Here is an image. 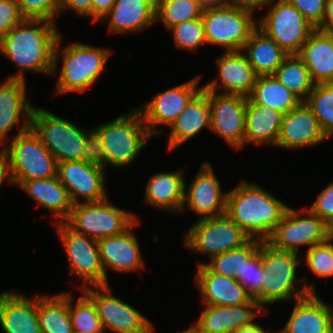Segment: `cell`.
Listing matches in <instances>:
<instances>
[{
  "mask_svg": "<svg viewBox=\"0 0 333 333\" xmlns=\"http://www.w3.org/2000/svg\"><path fill=\"white\" fill-rule=\"evenodd\" d=\"M58 30L57 23L42 19H24L13 27L0 40V53L19 72L5 79L26 81V71L52 75L54 49L61 34Z\"/></svg>",
  "mask_w": 333,
  "mask_h": 333,
  "instance_id": "6da1fadb",
  "label": "cell"
},
{
  "mask_svg": "<svg viewBox=\"0 0 333 333\" xmlns=\"http://www.w3.org/2000/svg\"><path fill=\"white\" fill-rule=\"evenodd\" d=\"M287 208L261 185L243 180L228 191L225 214L251 239L266 242Z\"/></svg>",
  "mask_w": 333,
  "mask_h": 333,
  "instance_id": "7a4b0ae2",
  "label": "cell"
},
{
  "mask_svg": "<svg viewBox=\"0 0 333 333\" xmlns=\"http://www.w3.org/2000/svg\"><path fill=\"white\" fill-rule=\"evenodd\" d=\"M92 130L95 159L105 169L131 165L152 137L137 107Z\"/></svg>",
  "mask_w": 333,
  "mask_h": 333,
  "instance_id": "3957f363",
  "label": "cell"
},
{
  "mask_svg": "<svg viewBox=\"0 0 333 333\" xmlns=\"http://www.w3.org/2000/svg\"><path fill=\"white\" fill-rule=\"evenodd\" d=\"M298 255V253L274 249L267 242L261 243L264 275L262 289L254 299L264 311L268 309L265 305L291 301V299L295 301L310 293H316L315 284L308 283L304 276L302 278L297 276L296 269L301 264V258Z\"/></svg>",
  "mask_w": 333,
  "mask_h": 333,
  "instance_id": "277c9868",
  "label": "cell"
},
{
  "mask_svg": "<svg viewBox=\"0 0 333 333\" xmlns=\"http://www.w3.org/2000/svg\"><path fill=\"white\" fill-rule=\"evenodd\" d=\"M30 127L58 162L96 160L92 128H80L44 108L33 107Z\"/></svg>",
  "mask_w": 333,
  "mask_h": 333,
  "instance_id": "5b68a950",
  "label": "cell"
},
{
  "mask_svg": "<svg viewBox=\"0 0 333 333\" xmlns=\"http://www.w3.org/2000/svg\"><path fill=\"white\" fill-rule=\"evenodd\" d=\"M60 34L54 49V67L52 75L56 76L61 56V70L56 83V95L68 92L84 93L95 85L100 78L111 51L107 48L82 43H70L60 49L62 44ZM57 71V72H56Z\"/></svg>",
  "mask_w": 333,
  "mask_h": 333,
  "instance_id": "8992f818",
  "label": "cell"
},
{
  "mask_svg": "<svg viewBox=\"0 0 333 333\" xmlns=\"http://www.w3.org/2000/svg\"><path fill=\"white\" fill-rule=\"evenodd\" d=\"M254 10L257 9L236 3L204 6L201 19L206 43L222 46L226 52L242 51L257 28Z\"/></svg>",
  "mask_w": 333,
  "mask_h": 333,
  "instance_id": "52a82bcc",
  "label": "cell"
},
{
  "mask_svg": "<svg viewBox=\"0 0 333 333\" xmlns=\"http://www.w3.org/2000/svg\"><path fill=\"white\" fill-rule=\"evenodd\" d=\"M1 151L7 161L11 185L57 176L58 161L31 127L13 135L10 144L5 143Z\"/></svg>",
  "mask_w": 333,
  "mask_h": 333,
  "instance_id": "ba28073f",
  "label": "cell"
},
{
  "mask_svg": "<svg viewBox=\"0 0 333 333\" xmlns=\"http://www.w3.org/2000/svg\"><path fill=\"white\" fill-rule=\"evenodd\" d=\"M110 199L73 205L65 223L76 233L99 241L125 232L139 217L113 205Z\"/></svg>",
  "mask_w": 333,
  "mask_h": 333,
  "instance_id": "9c48e42d",
  "label": "cell"
},
{
  "mask_svg": "<svg viewBox=\"0 0 333 333\" xmlns=\"http://www.w3.org/2000/svg\"><path fill=\"white\" fill-rule=\"evenodd\" d=\"M331 236H333V230L319 216L310 210L306 211V207L296 210L288 206L266 242L274 249L299 254L300 246H306L308 250L325 242Z\"/></svg>",
  "mask_w": 333,
  "mask_h": 333,
  "instance_id": "30bf717a",
  "label": "cell"
},
{
  "mask_svg": "<svg viewBox=\"0 0 333 333\" xmlns=\"http://www.w3.org/2000/svg\"><path fill=\"white\" fill-rule=\"evenodd\" d=\"M184 246L193 254L212 257L237 249L251 238L226 214L199 219L182 234Z\"/></svg>",
  "mask_w": 333,
  "mask_h": 333,
  "instance_id": "8fae6325",
  "label": "cell"
},
{
  "mask_svg": "<svg viewBox=\"0 0 333 333\" xmlns=\"http://www.w3.org/2000/svg\"><path fill=\"white\" fill-rule=\"evenodd\" d=\"M257 27L274 40L288 55H297L316 29L293 5L285 0H271Z\"/></svg>",
  "mask_w": 333,
  "mask_h": 333,
  "instance_id": "7c38bea8",
  "label": "cell"
},
{
  "mask_svg": "<svg viewBox=\"0 0 333 333\" xmlns=\"http://www.w3.org/2000/svg\"><path fill=\"white\" fill-rule=\"evenodd\" d=\"M55 226L59 240L69 261V270L79 278L83 285L78 289L89 286L106 285V274L103 268L98 243L95 239L76 233L65 222H57Z\"/></svg>",
  "mask_w": 333,
  "mask_h": 333,
  "instance_id": "4fadbf2b",
  "label": "cell"
},
{
  "mask_svg": "<svg viewBox=\"0 0 333 333\" xmlns=\"http://www.w3.org/2000/svg\"><path fill=\"white\" fill-rule=\"evenodd\" d=\"M110 286H89L80 290L94 304L104 332L153 333L150 320L132 305L113 296Z\"/></svg>",
  "mask_w": 333,
  "mask_h": 333,
  "instance_id": "5bb4252c",
  "label": "cell"
},
{
  "mask_svg": "<svg viewBox=\"0 0 333 333\" xmlns=\"http://www.w3.org/2000/svg\"><path fill=\"white\" fill-rule=\"evenodd\" d=\"M201 77L195 76L185 83L160 91L143 107L137 108L151 136L164 134V127H171L187 104L203 89V86L198 87Z\"/></svg>",
  "mask_w": 333,
  "mask_h": 333,
  "instance_id": "9a60e30c",
  "label": "cell"
},
{
  "mask_svg": "<svg viewBox=\"0 0 333 333\" xmlns=\"http://www.w3.org/2000/svg\"><path fill=\"white\" fill-rule=\"evenodd\" d=\"M105 173L106 169L97 160L58 162L57 176L67 188L73 205L107 199Z\"/></svg>",
  "mask_w": 333,
  "mask_h": 333,
  "instance_id": "2e32d148",
  "label": "cell"
},
{
  "mask_svg": "<svg viewBox=\"0 0 333 333\" xmlns=\"http://www.w3.org/2000/svg\"><path fill=\"white\" fill-rule=\"evenodd\" d=\"M210 132L236 150L244 147L247 97L208 91Z\"/></svg>",
  "mask_w": 333,
  "mask_h": 333,
  "instance_id": "e0dca14e",
  "label": "cell"
},
{
  "mask_svg": "<svg viewBox=\"0 0 333 333\" xmlns=\"http://www.w3.org/2000/svg\"><path fill=\"white\" fill-rule=\"evenodd\" d=\"M213 166L205 161L187 186L185 181L184 202L181 213L191 209L199 219L219 217L226 213L227 194L221 188ZM223 191V192H222Z\"/></svg>",
  "mask_w": 333,
  "mask_h": 333,
  "instance_id": "ac0fdd59",
  "label": "cell"
},
{
  "mask_svg": "<svg viewBox=\"0 0 333 333\" xmlns=\"http://www.w3.org/2000/svg\"><path fill=\"white\" fill-rule=\"evenodd\" d=\"M218 76L203 85V89L218 94L243 95L253 92L258 75L243 51H224L216 58ZM223 91L219 92L218 89Z\"/></svg>",
  "mask_w": 333,
  "mask_h": 333,
  "instance_id": "d6986e66",
  "label": "cell"
},
{
  "mask_svg": "<svg viewBox=\"0 0 333 333\" xmlns=\"http://www.w3.org/2000/svg\"><path fill=\"white\" fill-rule=\"evenodd\" d=\"M328 139L312 110L302 102L283 115L276 147L301 149L322 144Z\"/></svg>",
  "mask_w": 333,
  "mask_h": 333,
  "instance_id": "ffe728a7",
  "label": "cell"
},
{
  "mask_svg": "<svg viewBox=\"0 0 333 333\" xmlns=\"http://www.w3.org/2000/svg\"><path fill=\"white\" fill-rule=\"evenodd\" d=\"M139 224V220H136L125 232L97 241L106 274V285L109 284L107 276L109 269L123 273L145 268L138 238L133 231V228Z\"/></svg>",
  "mask_w": 333,
  "mask_h": 333,
  "instance_id": "44dd1931",
  "label": "cell"
},
{
  "mask_svg": "<svg viewBox=\"0 0 333 333\" xmlns=\"http://www.w3.org/2000/svg\"><path fill=\"white\" fill-rule=\"evenodd\" d=\"M262 312L267 314L254 298L243 305H205L194 325L200 333H233L263 315Z\"/></svg>",
  "mask_w": 333,
  "mask_h": 333,
  "instance_id": "7402d4cb",
  "label": "cell"
},
{
  "mask_svg": "<svg viewBox=\"0 0 333 333\" xmlns=\"http://www.w3.org/2000/svg\"><path fill=\"white\" fill-rule=\"evenodd\" d=\"M26 82L5 79L0 82V145L8 142L6 136L12 128L22 133L30 128L33 105L28 101ZM23 114V115H22ZM24 116L22 120L20 116ZM21 124V125H20ZM3 144V145H2Z\"/></svg>",
  "mask_w": 333,
  "mask_h": 333,
  "instance_id": "603a6c76",
  "label": "cell"
},
{
  "mask_svg": "<svg viewBox=\"0 0 333 333\" xmlns=\"http://www.w3.org/2000/svg\"><path fill=\"white\" fill-rule=\"evenodd\" d=\"M295 305L282 328L286 333H333V307L317 293L295 300Z\"/></svg>",
  "mask_w": 333,
  "mask_h": 333,
  "instance_id": "cb8c5ba5",
  "label": "cell"
},
{
  "mask_svg": "<svg viewBox=\"0 0 333 333\" xmlns=\"http://www.w3.org/2000/svg\"><path fill=\"white\" fill-rule=\"evenodd\" d=\"M196 270L195 283L204 305H243L253 298L237 279L216 274L205 264Z\"/></svg>",
  "mask_w": 333,
  "mask_h": 333,
  "instance_id": "d4e9b609",
  "label": "cell"
},
{
  "mask_svg": "<svg viewBox=\"0 0 333 333\" xmlns=\"http://www.w3.org/2000/svg\"><path fill=\"white\" fill-rule=\"evenodd\" d=\"M0 325L4 333H41L37 316V295L0 292Z\"/></svg>",
  "mask_w": 333,
  "mask_h": 333,
  "instance_id": "484cf974",
  "label": "cell"
},
{
  "mask_svg": "<svg viewBox=\"0 0 333 333\" xmlns=\"http://www.w3.org/2000/svg\"><path fill=\"white\" fill-rule=\"evenodd\" d=\"M156 0H115L111 10L102 18L108 20V31L114 34L140 32L156 23Z\"/></svg>",
  "mask_w": 333,
  "mask_h": 333,
  "instance_id": "4316f807",
  "label": "cell"
},
{
  "mask_svg": "<svg viewBox=\"0 0 333 333\" xmlns=\"http://www.w3.org/2000/svg\"><path fill=\"white\" fill-rule=\"evenodd\" d=\"M182 170L153 174L146 184L143 202L165 212L180 214L186 179Z\"/></svg>",
  "mask_w": 333,
  "mask_h": 333,
  "instance_id": "83f0119b",
  "label": "cell"
},
{
  "mask_svg": "<svg viewBox=\"0 0 333 333\" xmlns=\"http://www.w3.org/2000/svg\"><path fill=\"white\" fill-rule=\"evenodd\" d=\"M297 56L309 70L315 85L333 82V32L315 29Z\"/></svg>",
  "mask_w": 333,
  "mask_h": 333,
  "instance_id": "f1b7e54d",
  "label": "cell"
},
{
  "mask_svg": "<svg viewBox=\"0 0 333 333\" xmlns=\"http://www.w3.org/2000/svg\"><path fill=\"white\" fill-rule=\"evenodd\" d=\"M210 131V105L208 91L202 89L185 107L171 125L168 151L178 148L195 137L204 127Z\"/></svg>",
  "mask_w": 333,
  "mask_h": 333,
  "instance_id": "f546056e",
  "label": "cell"
},
{
  "mask_svg": "<svg viewBox=\"0 0 333 333\" xmlns=\"http://www.w3.org/2000/svg\"><path fill=\"white\" fill-rule=\"evenodd\" d=\"M19 187L38 205L53 212L56 220L54 219L52 224L65 222L70 217L73 204L67 188L60 182L58 176L24 181Z\"/></svg>",
  "mask_w": 333,
  "mask_h": 333,
  "instance_id": "4dcf8cb0",
  "label": "cell"
},
{
  "mask_svg": "<svg viewBox=\"0 0 333 333\" xmlns=\"http://www.w3.org/2000/svg\"><path fill=\"white\" fill-rule=\"evenodd\" d=\"M283 114L247 97L244 145L276 146Z\"/></svg>",
  "mask_w": 333,
  "mask_h": 333,
  "instance_id": "1f68e13d",
  "label": "cell"
},
{
  "mask_svg": "<svg viewBox=\"0 0 333 333\" xmlns=\"http://www.w3.org/2000/svg\"><path fill=\"white\" fill-rule=\"evenodd\" d=\"M242 51L258 76L273 75L288 54L258 27Z\"/></svg>",
  "mask_w": 333,
  "mask_h": 333,
  "instance_id": "d6a6232c",
  "label": "cell"
},
{
  "mask_svg": "<svg viewBox=\"0 0 333 333\" xmlns=\"http://www.w3.org/2000/svg\"><path fill=\"white\" fill-rule=\"evenodd\" d=\"M37 316L41 333H74L66 291L37 295Z\"/></svg>",
  "mask_w": 333,
  "mask_h": 333,
  "instance_id": "836d02e7",
  "label": "cell"
},
{
  "mask_svg": "<svg viewBox=\"0 0 333 333\" xmlns=\"http://www.w3.org/2000/svg\"><path fill=\"white\" fill-rule=\"evenodd\" d=\"M256 104L270 107L283 115L298 107L302 101L277 80L274 75H261L256 79L249 96Z\"/></svg>",
  "mask_w": 333,
  "mask_h": 333,
  "instance_id": "e575fe53",
  "label": "cell"
},
{
  "mask_svg": "<svg viewBox=\"0 0 333 333\" xmlns=\"http://www.w3.org/2000/svg\"><path fill=\"white\" fill-rule=\"evenodd\" d=\"M302 102H305L314 87L309 70L297 55H288L273 74Z\"/></svg>",
  "mask_w": 333,
  "mask_h": 333,
  "instance_id": "d590c367",
  "label": "cell"
},
{
  "mask_svg": "<svg viewBox=\"0 0 333 333\" xmlns=\"http://www.w3.org/2000/svg\"><path fill=\"white\" fill-rule=\"evenodd\" d=\"M262 242L263 241L257 239H250L242 247L218 254L209 259V262L201 261L198 265L205 264L216 274L237 279L241 274V268L244 263H247L248 260L259 250Z\"/></svg>",
  "mask_w": 333,
  "mask_h": 333,
  "instance_id": "8d00e7d4",
  "label": "cell"
},
{
  "mask_svg": "<svg viewBox=\"0 0 333 333\" xmlns=\"http://www.w3.org/2000/svg\"><path fill=\"white\" fill-rule=\"evenodd\" d=\"M204 6L199 0H156L155 21H162L169 30L184 21L201 18Z\"/></svg>",
  "mask_w": 333,
  "mask_h": 333,
  "instance_id": "74e56055",
  "label": "cell"
},
{
  "mask_svg": "<svg viewBox=\"0 0 333 333\" xmlns=\"http://www.w3.org/2000/svg\"><path fill=\"white\" fill-rule=\"evenodd\" d=\"M305 103L318 119L321 130L331 139L333 137V82L314 85Z\"/></svg>",
  "mask_w": 333,
  "mask_h": 333,
  "instance_id": "f35d334b",
  "label": "cell"
},
{
  "mask_svg": "<svg viewBox=\"0 0 333 333\" xmlns=\"http://www.w3.org/2000/svg\"><path fill=\"white\" fill-rule=\"evenodd\" d=\"M74 305L73 293L68 292L69 313L74 333H105L92 301L82 292Z\"/></svg>",
  "mask_w": 333,
  "mask_h": 333,
  "instance_id": "ab89813d",
  "label": "cell"
},
{
  "mask_svg": "<svg viewBox=\"0 0 333 333\" xmlns=\"http://www.w3.org/2000/svg\"><path fill=\"white\" fill-rule=\"evenodd\" d=\"M173 33L176 48H182L188 51H195L205 45L206 38L204 25L201 18L184 21L172 26L169 32Z\"/></svg>",
  "mask_w": 333,
  "mask_h": 333,
  "instance_id": "60d3db41",
  "label": "cell"
},
{
  "mask_svg": "<svg viewBox=\"0 0 333 333\" xmlns=\"http://www.w3.org/2000/svg\"><path fill=\"white\" fill-rule=\"evenodd\" d=\"M333 236L305 251L304 264L321 278L333 276Z\"/></svg>",
  "mask_w": 333,
  "mask_h": 333,
  "instance_id": "b9f144b4",
  "label": "cell"
},
{
  "mask_svg": "<svg viewBox=\"0 0 333 333\" xmlns=\"http://www.w3.org/2000/svg\"><path fill=\"white\" fill-rule=\"evenodd\" d=\"M264 269L261 263V245L259 250L244 263L241 274L237 280L245 290L254 298L262 289Z\"/></svg>",
  "mask_w": 333,
  "mask_h": 333,
  "instance_id": "7bdbcfd3",
  "label": "cell"
},
{
  "mask_svg": "<svg viewBox=\"0 0 333 333\" xmlns=\"http://www.w3.org/2000/svg\"><path fill=\"white\" fill-rule=\"evenodd\" d=\"M25 19H42L56 23L59 16V0H18Z\"/></svg>",
  "mask_w": 333,
  "mask_h": 333,
  "instance_id": "ee69618b",
  "label": "cell"
},
{
  "mask_svg": "<svg viewBox=\"0 0 333 333\" xmlns=\"http://www.w3.org/2000/svg\"><path fill=\"white\" fill-rule=\"evenodd\" d=\"M24 19L18 0H0V40Z\"/></svg>",
  "mask_w": 333,
  "mask_h": 333,
  "instance_id": "f6af8a7d",
  "label": "cell"
},
{
  "mask_svg": "<svg viewBox=\"0 0 333 333\" xmlns=\"http://www.w3.org/2000/svg\"><path fill=\"white\" fill-rule=\"evenodd\" d=\"M309 210L324 220L333 230V181L320 192Z\"/></svg>",
  "mask_w": 333,
  "mask_h": 333,
  "instance_id": "bcb514c9",
  "label": "cell"
},
{
  "mask_svg": "<svg viewBox=\"0 0 333 333\" xmlns=\"http://www.w3.org/2000/svg\"><path fill=\"white\" fill-rule=\"evenodd\" d=\"M296 7L317 28L323 19L326 0H285Z\"/></svg>",
  "mask_w": 333,
  "mask_h": 333,
  "instance_id": "7dc6e473",
  "label": "cell"
},
{
  "mask_svg": "<svg viewBox=\"0 0 333 333\" xmlns=\"http://www.w3.org/2000/svg\"><path fill=\"white\" fill-rule=\"evenodd\" d=\"M65 10H72L78 16L91 18L92 21V0H59V15Z\"/></svg>",
  "mask_w": 333,
  "mask_h": 333,
  "instance_id": "c3c4849f",
  "label": "cell"
},
{
  "mask_svg": "<svg viewBox=\"0 0 333 333\" xmlns=\"http://www.w3.org/2000/svg\"><path fill=\"white\" fill-rule=\"evenodd\" d=\"M115 0H92V23L99 22L111 10Z\"/></svg>",
  "mask_w": 333,
  "mask_h": 333,
  "instance_id": "681fc988",
  "label": "cell"
},
{
  "mask_svg": "<svg viewBox=\"0 0 333 333\" xmlns=\"http://www.w3.org/2000/svg\"><path fill=\"white\" fill-rule=\"evenodd\" d=\"M316 29L323 32H333V0H326L322 22Z\"/></svg>",
  "mask_w": 333,
  "mask_h": 333,
  "instance_id": "f907efd6",
  "label": "cell"
},
{
  "mask_svg": "<svg viewBox=\"0 0 333 333\" xmlns=\"http://www.w3.org/2000/svg\"><path fill=\"white\" fill-rule=\"evenodd\" d=\"M233 333H272V331L271 328L265 330L263 326L253 320L250 324L239 327Z\"/></svg>",
  "mask_w": 333,
  "mask_h": 333,
  "instance_id": "816d5d0a",
  "label": "cell"
},
{
  "mask_svg": "<svg viewBox=\"0 0 333 333\" xmlns=\"http://www.w3.org/2000/svg\"><path fill=\"white\" fill-rule=\"evenodd\" d=\"M4 180H6V183L8 182V184L10 183L7 161L3 152L0 150V188L4 183Z\"/></svg>",
  "mask_w": 333,
  "mask_h": 333,
  "instance_id": "f5cc1de1",
  "label": "cell"
},
{
  "mask_svg": "<svg viewBox=\"0 0 333 333\" xmlns=\"http://www.w3.org/2000/svg\"><path fill=\"white\" fill-rule=\"evenodd\" d=\"M233 3L239 4V5H245V6H250L253 8H256L259 10L260 7L266 5L269 3L271 0H232Z\"/></svg>",
  "mask_w": 333,
  "mask_h": 333,
  "instance_id": "db71d44e",
  "label": "cell"
},
{
  "mask_svg": "<svg viewBox=\"0 0 333 333\" xmlns=\"http://www.w3.org/2000/svg\"><path fill=\"white\" fill-rule=\"evenodd\" d=\"M203 5L231 4L232 0H199Z\"/></svg>",
  "mask_w": 333,
  "mask_h": 333,
  "instance_id": "11a10c76",
  "label": "cell"
},
{
  "mask_svg": "<svg viewBox=\"0 0 333 333\" xmlns=\"http://www.w3.org/2000/svg\"><path fill=\"white\" fill-rule=\"evenodd\" d=\"M178 333H200V332L197 329V327L194 324H192L191 326H189L188 329H184L183 331Z\"/></svg>",
  "mask_w": 333,
  "mask_h": 333,
  "instance_id": "9f6ffc18",
  "label": "cell"
},
{
  "mask_svg": "<svg viewBox=\"0 0 333 333\" xmlns=\"http://www.w3.org/2000/svg\"><path fill=\"white\" fill-rule=\"evenodd\" d=\"M272 333H286L285 331H283L282 329H280V331H276V332H272Z\"/></svg>",
  "mask_w": 333,
  "mask_h": 333,
  "instance_id": "6f0895ef",
  "label": "cell"
}]
</instances>
